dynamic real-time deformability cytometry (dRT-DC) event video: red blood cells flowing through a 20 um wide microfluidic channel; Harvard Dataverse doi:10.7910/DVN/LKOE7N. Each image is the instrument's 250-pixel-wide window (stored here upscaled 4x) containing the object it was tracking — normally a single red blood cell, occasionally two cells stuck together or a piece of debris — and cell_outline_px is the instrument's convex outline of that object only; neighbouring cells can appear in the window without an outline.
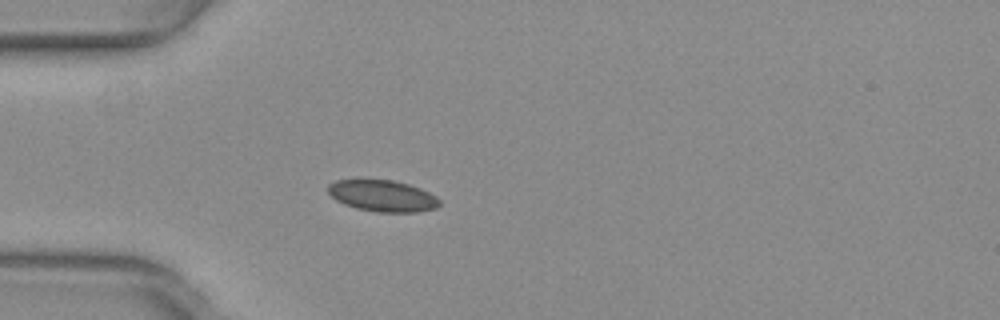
{"species": "common noctule bat (a hibernating species)", "species_latin": "Nyctalus noctula", "temperature_condition": "warm", "stored_images_in_passage": 38, "camera_frame_rate_fps": 3000, "um_per_image_px": 0.085, "animal": {"sex": "female", "body_mass_g": 29.2, "forearm_length_mm": 56.3}, "frame": {"image": 1, "passage_image": 1, "time_ms": 0.0, "image_size_px": [1000, 320], "cell_outline_px": [[440, 204], [436, 208], [416, 212], [376, 212], [356, 208], [344, 204], [336, 200], [328, 192], [328, 184], [336, 180], [392, 180], [408, 184], [420, 188], [436, 196], [440, 200]], "centroid_in_image_um": [32.52, 16.65], "position_along_channel_um": 52.5, "area_um2": 20.35}}
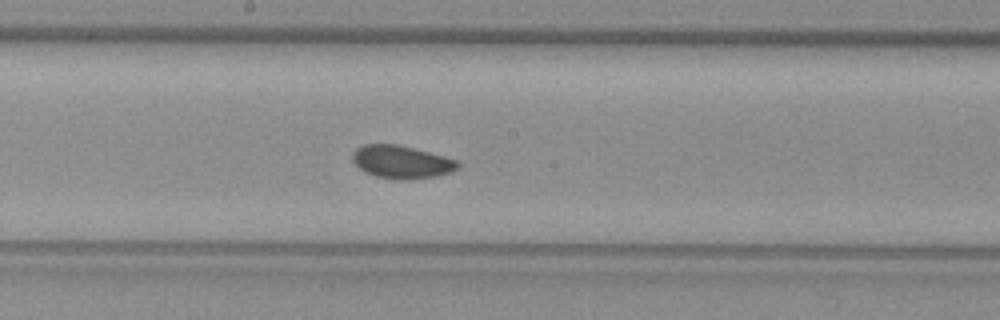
{"frame": {"image": 2, "passage_image": 14, "time_ms": 4.333, "image_size_px": [1000, 320], "cell_outline_px": [[460, 168], [452, 172], [436, 176], [404, 180], [400, 180], [376, 176], [364, 172], [352, 160], [352, 152], [356, 148], [364, 144], [396, 144], [460, 160]], "centroid_in_image_um": [34.15, 13.77], "position_along_channel_um": 214.0, "area_um2": 20.29}}
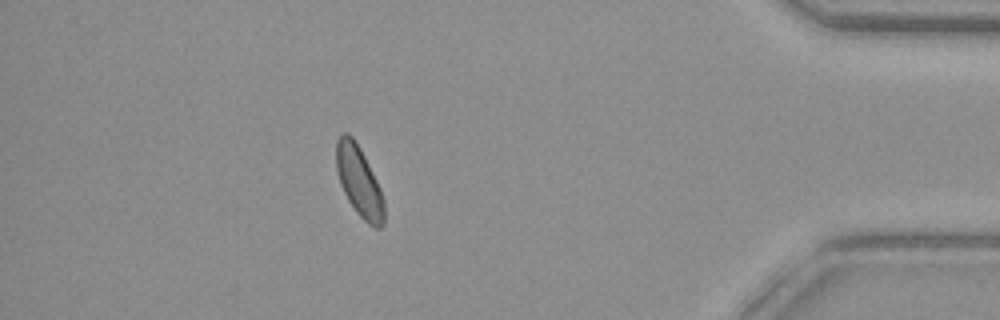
{"frame": {"image": 3, "passage_image": 32, "time_ms": 10.333, "image_size_px": [1000, 320], "cell_outline_px": [[384, 224], [380, 228], [376, 228], [368, 224], [356, 212], [348, 200], [340, 184], [336, 168], [336, 140], [340, 132], [348, 132], [352, 136], [360, 148], [380, 188], [384, 200]], "centroid_in_image_um": [30.51, 15.4], "position_along_channel_um": 404.7, "area_um2": 19.65}, "authors_computed_cell_mechanics": {"area_um2": 19.7676, "velocity_mm_per_s": 3.9706, "shape_relaxation_time_tau1_ms": 2.8965, "shape_relaxation_time_tau2_ms": null, "deformation_change_tau1": 0.0539, "deformation_change_tau2": null}}